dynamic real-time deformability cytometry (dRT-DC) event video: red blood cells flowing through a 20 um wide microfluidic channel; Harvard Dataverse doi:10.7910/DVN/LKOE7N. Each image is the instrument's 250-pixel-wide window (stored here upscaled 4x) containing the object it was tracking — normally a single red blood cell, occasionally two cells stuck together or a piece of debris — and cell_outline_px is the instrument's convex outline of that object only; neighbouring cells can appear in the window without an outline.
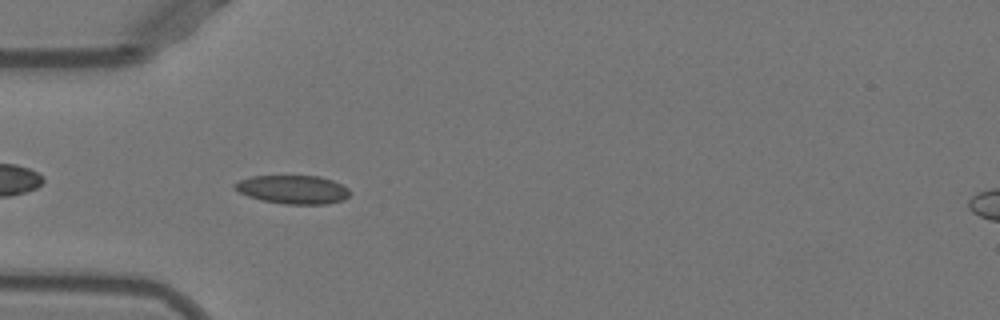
{"species": "Egyptian fruit bat (a non-hibernating species)", "species_latin": "Rousettus aegyptiacus", "temperature_condition": "warm", "stored_images_in_passage": 37, "camera_frame_rate_fps": 3000, "um_per_image_px": 0.085, "animal": {"sex": "female"}, "frame": {"image": 1, "passage_image": 4, "time_ms": 1.0, "image_size_px": [1000, 320], "cell_outline_px": [[348, 196], [344, 200], [328, 204], [284, 204], [260, 200], [248, 196], [232, 188], [232, 184], [240, 180], [252, 176], [320, 176], [332, 180], [348, 188]], "centroid_in_image_um": [24.87, 16.11], "position_along_channel_um": 60.1, "area_um2": 19.19}}
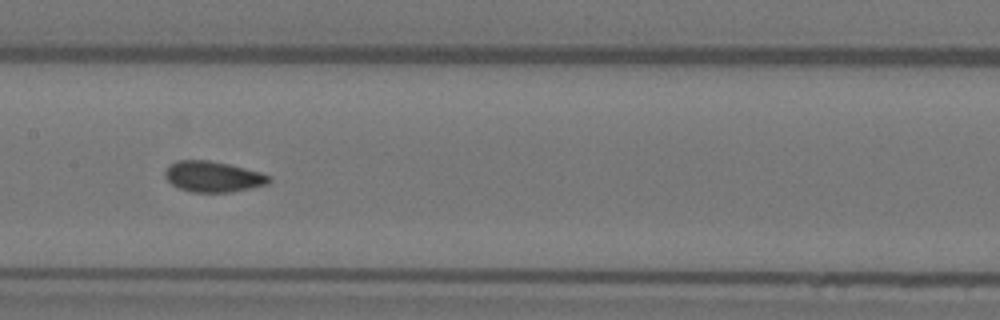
{"frame": {"image": 2, "passage_image": 14, "time_ms": 4.333, "image_size_px": [1000, 320], "cell_outline_px": [[272, 180], [268, 184], [252, 188], [232, 192], [192, 192], [180, 188], [172, 184], [164, 176], [164, 172], [168, 164], [176, 160], [208, 160], [228, 164], [260, 172], [272, 176]], "centroid_in_image_um": [18.11, 15.01], "position_along_channel_um": 189.3, "area_um2": 18.79}}
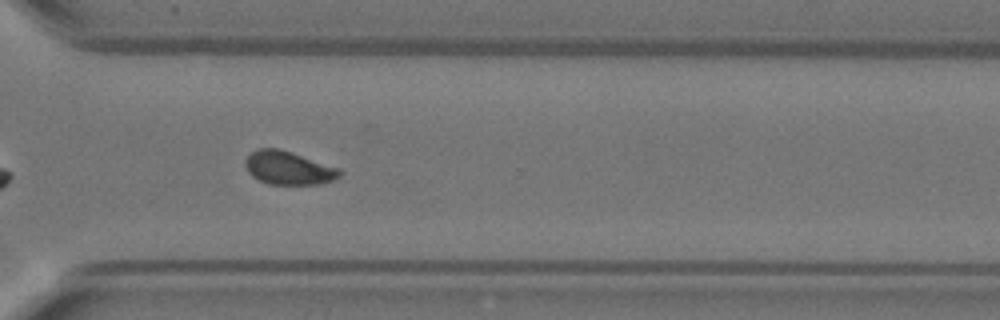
{"frame": {"image": 3, "passage_image": 26, "time_ms": 8.333, "image_size_px": [1000, 320], "cell_outline_px": [[344, 172], [340, 176], [332, 180], [320, 184], [268, 184], [252, 176], [248, 172], [244, 164], [244, 160], [256, 148], [280, 148], [340, 168]], "centroid_in_image_um": [24.52, 14.26], "position_along_channel_um": 346.1, "area_um2": 18.5}}